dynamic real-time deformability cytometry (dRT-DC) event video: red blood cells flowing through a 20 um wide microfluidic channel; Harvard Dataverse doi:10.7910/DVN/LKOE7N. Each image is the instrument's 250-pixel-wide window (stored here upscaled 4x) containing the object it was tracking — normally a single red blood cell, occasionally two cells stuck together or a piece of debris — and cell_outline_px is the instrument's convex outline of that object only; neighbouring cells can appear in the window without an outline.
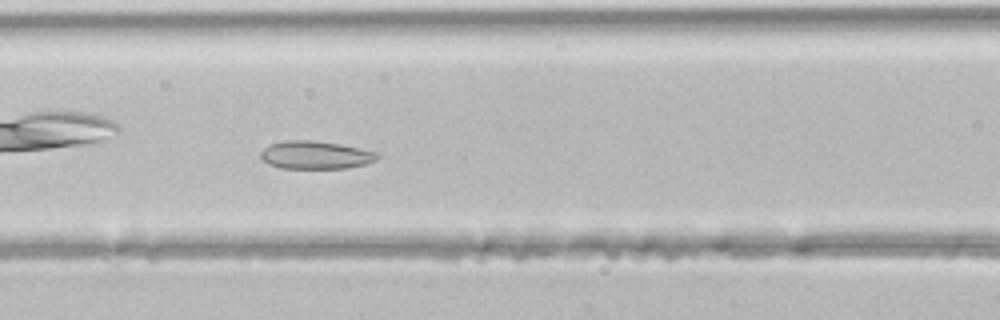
{"species": "common noctule bat (a hibernating species)", "species_latin": "Nyctalus noctula", "temperature_condition": "room temperature", "stored_images_in_passage": 40, "camera_frame_rate_fps": 3000, "um_per_image_px": 0.085, "animal": {"sex": "male", "body_mass_g": 21.5, "forearm_length_mm": 52.0}, "frame": {"image": 1, "passage_image": 18, "time_ms": 5.667, "image_size_px": [1000, 320], "cell_outline_px": [[380, 156], [376, 160], [364, 164], [348, 168], [280, 168], [268, 164], [260, 160], [260, 152], [268, 144], [284, 140], [312, 140], [340, 144], [380, 152]], "centroid_in_image_um": [26.8, 13.17], "position_along_channel_um": 139.8, "area_um2": 19.31}}